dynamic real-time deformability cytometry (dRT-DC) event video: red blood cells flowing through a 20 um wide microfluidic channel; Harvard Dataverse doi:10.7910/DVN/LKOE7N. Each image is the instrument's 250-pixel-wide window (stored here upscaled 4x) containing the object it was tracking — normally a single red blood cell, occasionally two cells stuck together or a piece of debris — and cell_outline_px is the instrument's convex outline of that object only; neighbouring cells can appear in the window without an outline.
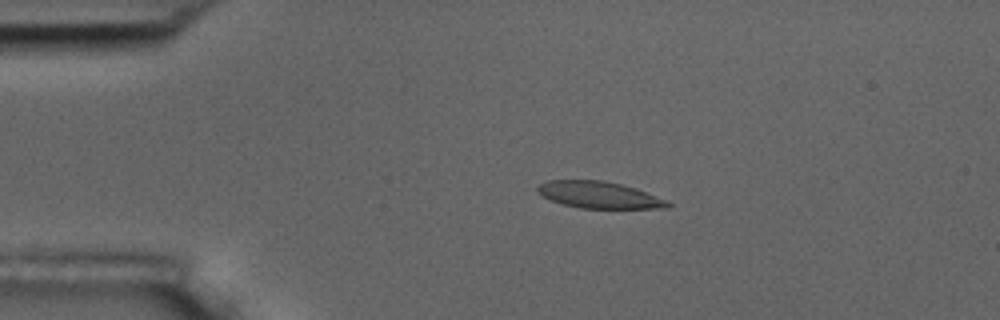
{"species": "common noctule bat (a hibernating species)", "species_latin": "Nyctalus noctula", "temperature_condition": "room temperature", "stored_images_in_passage": 9, "camera_frame_rate_fps": 3000, "um_per_image_px": 0.085, "animal": {"sex": "male", "body_mass_g": 17.5, "forearm_length_mm": 52.3}, "frame": {"image": 1, "passage_image": 3, "time_ms": 2.333, "image_size_px": [1000, 320], "cell_outline_px": [[672, 204], [668, 208], [580, 208], [564, 204], [552, 200], [544, 196], [536, 188], [540, 184], [548, 180], [604, 180], [636, 188], [668, 200]], "centroid_in_image_um": [50.98, 16.56], "position_along_channel_um": 34.0, "area_um2": 20.11}}
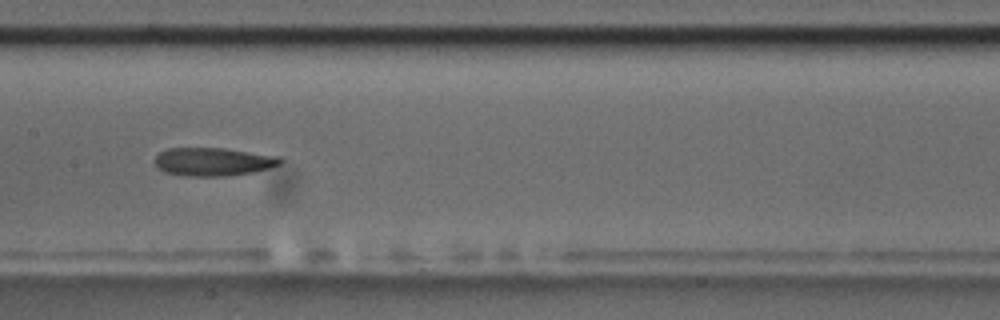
{"frame": {"image": 2, "passage_image": 7, "time_ms": 7.667, "image_size_px": [1000, 320], "cell_outline_px": [[284, 160], [280, 164], [268, 168], [252, 172], [224, 176], [188, 176], [164, 172], [156, 164], [156, 156], [160, 152], [168, 148], [224, 148], [280, 156]], "centroid_in_image_um": [18.15, 13.74], "position_along_channel_um": 189.2, "area_um2": 20.52}}
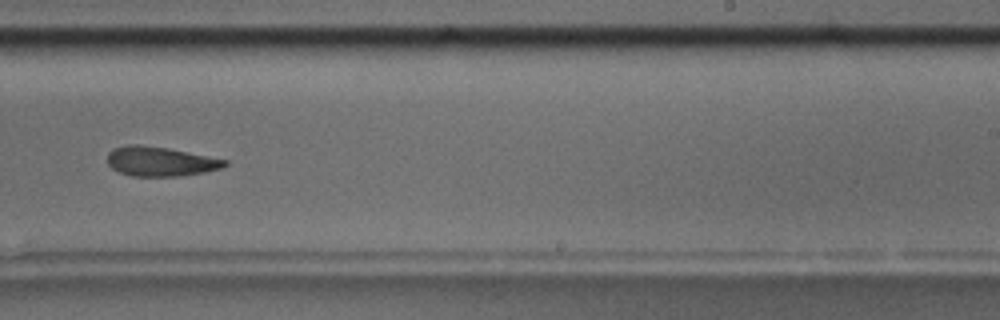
{"frame": {"image": 3, "passage_image": 9, "time_ms": 10.0, "image_size_px": [1000, 320], "cell_outline_px": [[228, 164], [224, 168], [204, 172], [180, 176], [132, 176], [120, 172], [112, 168], [108, 164], [108, 152], [112, 148], [124, 144], [140, 144], [168, 148], [228, 160]], "centroid_in_image_um": [13.62, 13.71], "position_along_channel_um": 275.4, "area_um2": 20.35}}